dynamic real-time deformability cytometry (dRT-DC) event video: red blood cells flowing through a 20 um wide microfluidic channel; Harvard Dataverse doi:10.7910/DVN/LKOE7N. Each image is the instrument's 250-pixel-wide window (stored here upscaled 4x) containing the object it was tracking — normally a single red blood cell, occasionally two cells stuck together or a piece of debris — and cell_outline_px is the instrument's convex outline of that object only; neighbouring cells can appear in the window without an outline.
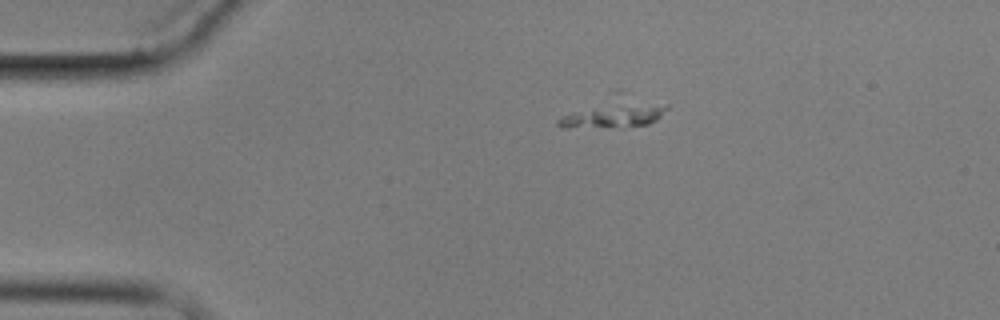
{"species": "common noctule bat (a hibernating species)", "species_latin": "Nyctalus noctula", "temperature_condition": "cold", "stored_images_in_passage": 3, "camera_frame_rate_fps": 3000, "um_per_image_px": 0.085, "animal": {"sex": "male", "body_mass_g": 17.9}, "frame": {"image": 1, "passage_image": 1, "time_ms": 0.0, "image_size_px": [1000, 320], "cell_outline_px": [[668, 108], [656, 120], [648, 124], [568, 128], [564, 128], [556, 124], [556, 120], [564, 116], [576, 112], [668, 104]], "centroid_in_image_um": [52.11, 9.95], "position_along_channel_um": 32.9, "area_um2": 12.25}}